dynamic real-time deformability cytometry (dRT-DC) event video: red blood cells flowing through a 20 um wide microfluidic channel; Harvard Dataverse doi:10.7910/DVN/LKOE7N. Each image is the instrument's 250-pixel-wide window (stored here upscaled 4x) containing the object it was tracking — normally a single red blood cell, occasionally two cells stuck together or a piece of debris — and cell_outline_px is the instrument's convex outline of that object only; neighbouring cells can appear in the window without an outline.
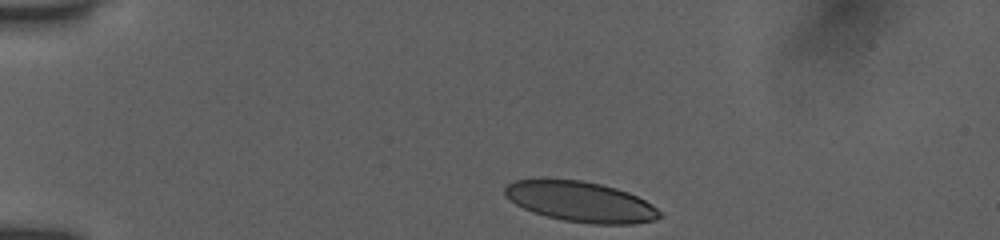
{"species": "human", "species_latin": "Homo sapiens", "temperature_condition": "room temperature", "stored_images_in_passage": 37, "camera_frame_rate_fps": 3000, "um_per_image_px": 0.085, "donor": {"sex": "female"}, "frame": {"image": 1, "passage_image": 1, "time_ms": 0.0, "image_size_px": [1000, 240], "cell_outline_px": [[664, 216], [656, 220], [632, 224], [592, 224], [564, 220], [532, 212], [516, 204], [504, 192], [504, 188], [508, 184], [516, 180], [580, 180], [600, 184], [616, 188], [628, 192], [652, 204]], "centroid_in_image_um": [49.41, 17.16], "position_along_channel_um": 35.6, "area_um2": 35.95}}
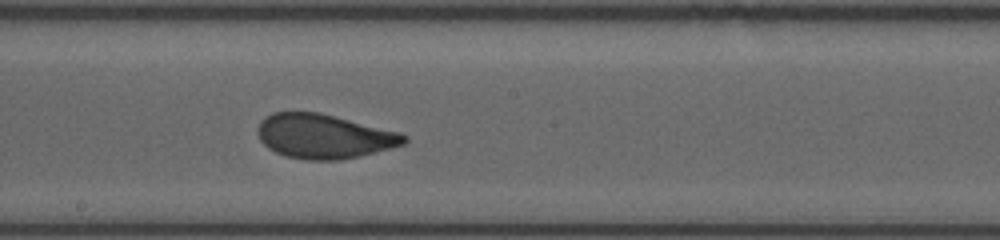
{"frame": {"image": 2, "passage_image": 20, "time_ms": 6.333, "image_size_px": [1000, 240], "cell_outline_px": [[408, 140], [404, 144], [360, 156], [340, 160], [304, 160], [284, 156], [268, 148], [260, 140], [256, 132], [256, 128], [260, 120], [264, 116], [272, 112], [320, 112], [400, 132], [408, 136]], "centroid_in_image_um": [27.5, 11.58], "position_along_channel_um": 220.7, "area_um2": 38.21}}
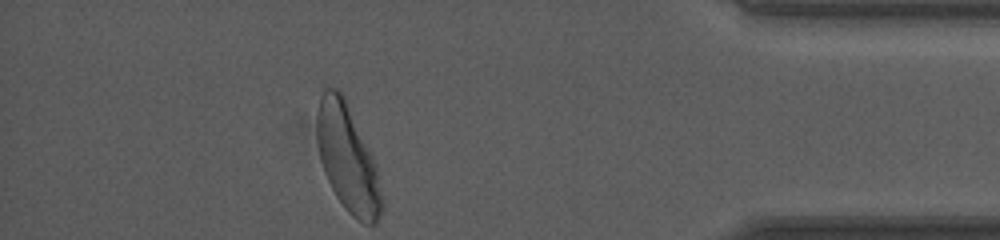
{"frame": {"image": 3, "passage_image": 37, "time_ms": 12.0, "image_size_px": [1000, 240], "cell_outline_px": [[384, 208], [376, 224], [364, 224], [356, 220], [344, 208], [336, 196], [324, 172], [320, 160], [316, 140], [316, 112], [320, 96], [324, 88], [336, 88], [344, 96], [372, 156], [376, 168], [384, 200]], "centroid_in_image_um": [29.53, 13.5], "position_along_channel_um": 405.7, "area_um2": 40.63}, "authors_computed_cell_mechanics": {"area_um2": 38.437, "velocity_mm_per_s": 3.9012, "shape_relaxation_time_tau1_ms": 3.4839, "shape_relaxation_time_tau2_ms": null, "deformation_change_tau1": 0.1389, "deformation_change_tau2": null}}